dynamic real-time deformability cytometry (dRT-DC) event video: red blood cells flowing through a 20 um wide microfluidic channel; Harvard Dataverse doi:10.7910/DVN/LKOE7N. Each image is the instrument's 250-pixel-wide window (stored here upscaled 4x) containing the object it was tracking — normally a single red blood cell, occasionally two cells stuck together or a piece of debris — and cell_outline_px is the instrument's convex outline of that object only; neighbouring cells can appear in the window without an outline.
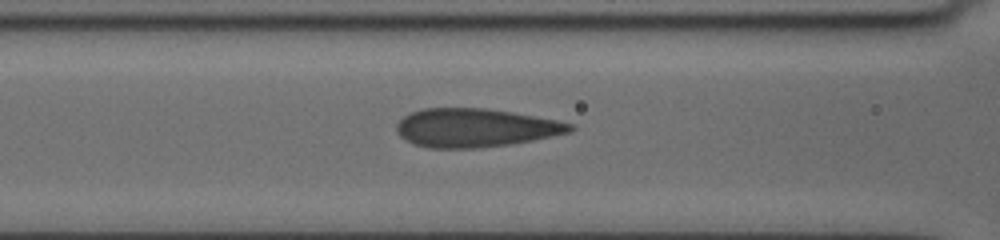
{"species": "human", "species_latin": "Homo sapiens", "temperature_condition": "cold", "stored_images_in_passage": 8, "segment_of_instrument_passage": [2, 2], "camera_frame_rate_fps": 3000, "um_per_image_px": 0.085, "donor": {"sex": "female"}, "frame": {"image": 1, "passage_image": 7, "time_ms": 2.0, "image_size_px": [1000, 240], "cell_outline_px": [[380, 156], [352, 164], [204, 168], [188, 156], [200, 152], [232, 148], [368, 148], [376, 152]], "centroid_in_image_um": [23.91, 13.34], "position_along_channel_um": 142.7, "area_um2": 22.02}}